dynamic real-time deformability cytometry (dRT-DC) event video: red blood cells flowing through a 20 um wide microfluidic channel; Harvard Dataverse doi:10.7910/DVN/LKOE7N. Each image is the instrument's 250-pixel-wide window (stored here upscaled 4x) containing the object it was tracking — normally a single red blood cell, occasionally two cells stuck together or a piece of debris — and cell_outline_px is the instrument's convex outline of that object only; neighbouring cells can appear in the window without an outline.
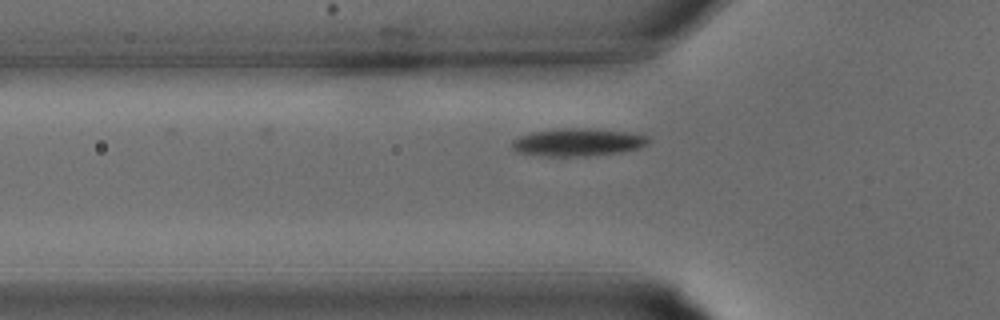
{"species": "common noctule bat (a hibernating species)", "species_latin": "Nyctalus noctula", "temperature_condition": "warm", "stored_images_in_passage": 3, "camera_frame_rate_fps": 3000, "um_per_image_px": 0.085, "animal": {"sex": "male", "body_mass_g": 15.6}, "frame": {"image": 1, "passage_image": 3, "time_ms": 0.667, "image_size_px": [1000, 320], "cell_outline_px": [[652, 140], [648, 144], [640, 148], [620, 152], [588, 156], [544, 156], [516, 152], [512, 148], [512, 140], [520, 136], [532, 132], [564, 128], [588, 128], [632, 132], [648, 136]], "centroid_in_image_um": [49.16, 12.09], "position_along_channel_um": 76.6, "area_um2": 22.25}}